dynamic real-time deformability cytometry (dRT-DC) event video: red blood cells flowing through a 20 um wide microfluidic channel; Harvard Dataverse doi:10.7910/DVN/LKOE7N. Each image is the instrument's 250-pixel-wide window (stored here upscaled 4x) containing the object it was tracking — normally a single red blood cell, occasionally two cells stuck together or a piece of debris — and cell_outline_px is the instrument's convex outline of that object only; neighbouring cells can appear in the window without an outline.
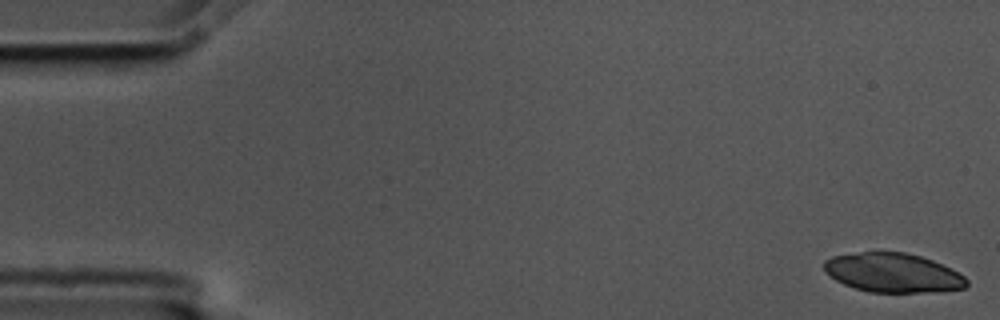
{"species": "common noctule bat (a hibernating species)", "species_latin": "Nyctalus noctula", "temperature_condition": "cold", "stored_images_in_passage": 20, "camera_frame_rate_fps": 3000, "um_per_image_px": 0.085, "animal": {"sex": "male", "body_mass_g": 17.5, "forearm_length_mm": 52.3}, "frame": {"image": 1, "passage_image": 1, "time_ms": 0.0, "image_size_px": [1000, 320], "cell_outline_px": [[968, 284], [964, 288], [936, 292], [868, 292], [844, 284], [836, 280], [824, 268], [824, 260], [832, 256], [860, 252], [904, 252], [920, 256], [932, 260], [952, 268], [964, 276], [968, 280]], "centroid_in_image_um": [75.94, 23.19], "position_along_channel_um": 9.1, "area_um2": 32.48}}